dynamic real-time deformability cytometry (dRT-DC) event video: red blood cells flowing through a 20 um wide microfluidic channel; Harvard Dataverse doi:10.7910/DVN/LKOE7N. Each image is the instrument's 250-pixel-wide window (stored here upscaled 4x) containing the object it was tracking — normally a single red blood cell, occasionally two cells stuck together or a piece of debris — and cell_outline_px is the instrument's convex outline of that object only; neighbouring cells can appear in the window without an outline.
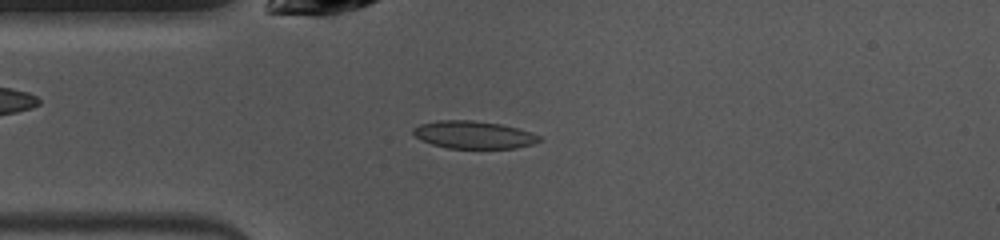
{"species": "common noctule bat (a hibernating species)", "species_latin": "Nyctalus noctula", "temperature_condition": "warm", "stored_images_in_passage": 38, "camera_frame_rate_fps": 3000, "um_per_image_px": 0.085, "animal": {"sex": "female", "body_mass_g": 10.0, "forearm_length_mm": 53.1}, "frame": {"image": 1, "passage_image": 3, "time_ms": 0.667, "image_size_px": [1000, 240], "cell_outline_px": [[540, 140], [532, 144], [516, 148], [448, 148], [432, 144], [420, 140], [412, 132], [412, 128], [420, 124], [440, 120], [472, 120], [500, 124], [516, 128], [540, 136]], "centroid_in_image_um": [40.21, 11.46], "position_along_channel_um": 44.8, "area_um2": 20.06}}
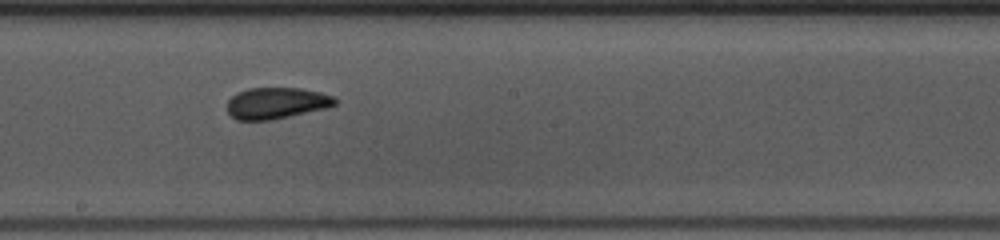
{"frame": {"image": 2, "passage_image": 17, "time_ms": 5.333, "image_size_px": [1000, 240], "cell_outline_px": [[336, 104], [328, 108], [272, 120], [236, 120], [228, 112], [228, 100], [236, 92], [248, 88], [300, 88], [320, 92], [332, 96], [336, 100]], "centroid_in_image_um": [23.49, 8.77], "position_along_channel_um": 224.7, "area_um2": 19.77}}
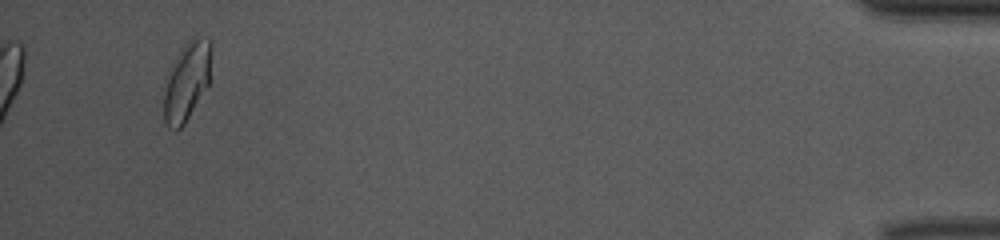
{"frame": {"image": 3, "passage_image": 38, "time_ms": 12.333, "image_size_px": [1000, 240], "cell_outline_px": [[212, 48], [208, 84], [184, 124], [180, 128], [168, 128], [164, 120], [164, 88], [168, 68], [184, 44], [188, 40], [196, 36], [200, 36], [212, 40]], "centroid_in_image_um": [15.87, 6.84], "position_along_channel_um": 419.3, "area_um2": 21.79}, "authors_computed_cell_mechanics": {"area_um2": 19.8254, "velocity_mm_per_s": 3.9961, "shape_relaxation_time_tau1_ms": 8.2669, "shape_relaxation_time_tau2_ms": 1.8966, "deformation_change_tau1": 0.167, "deformation_change_tau2": 0.0508}}